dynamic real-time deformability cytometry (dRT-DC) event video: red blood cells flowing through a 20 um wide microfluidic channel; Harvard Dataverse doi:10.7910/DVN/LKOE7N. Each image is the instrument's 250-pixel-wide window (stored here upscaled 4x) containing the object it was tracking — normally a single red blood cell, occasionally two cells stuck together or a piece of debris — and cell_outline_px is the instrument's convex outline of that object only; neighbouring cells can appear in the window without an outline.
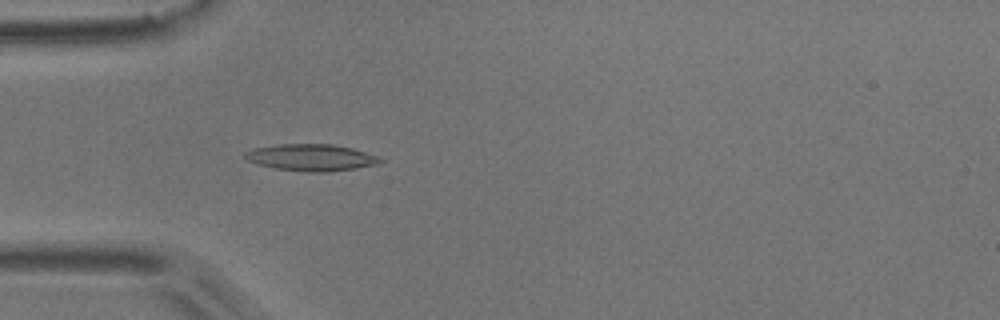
{"species": "common noctule bat (a hibernating species)", "species_latin": "Nyctalus noctula", "temperature_condition": "room temperature", "stored_images_in_passage": 2, "camera_frame_rate_fps": 3000, "um_per_image_px": 0.085, "animal": {"sex": "male", "body_mass_g": 17.9}, "frame": {"image": 1, "passage_image": 2, "time_ms": 0.333, "image_size_px": [1000, 320], "cell_outline_px": [[384, 160], [380, 164], [356, 168], [328, 172], [304, 172], [276, 168], [256, 164], [248, 160], [244, 156], [244, 152], [252, 148], [280, 144], [332, 144], [352, 148], [380, 156]], "centroid_in_image_um": [26.48, 13.39], "position_along_channel_um": 58.5, "area_um2": 21.27}}